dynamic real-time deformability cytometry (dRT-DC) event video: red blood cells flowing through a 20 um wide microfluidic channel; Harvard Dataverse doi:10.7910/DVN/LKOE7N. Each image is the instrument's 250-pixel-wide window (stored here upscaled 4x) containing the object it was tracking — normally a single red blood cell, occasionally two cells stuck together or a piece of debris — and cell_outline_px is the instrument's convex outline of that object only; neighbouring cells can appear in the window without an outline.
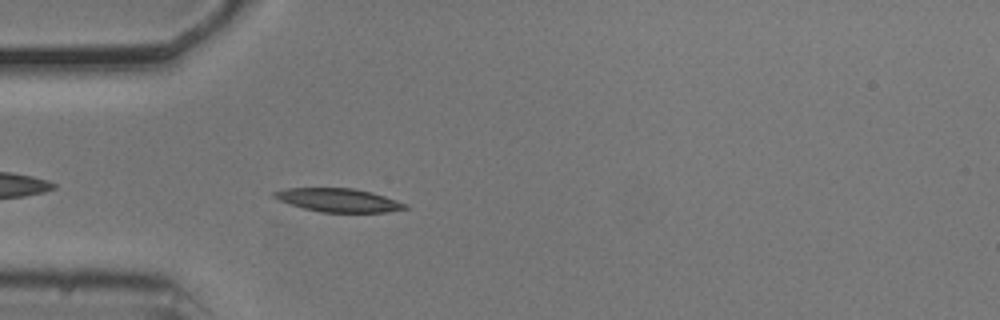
{"species": "common noctule bat (a hibernating species)", "species_latin": "Nyctalus noctula", "temperature_condition": "cold", "stored_images_in_passage": 43, "camera_frame_rate_fps": 3000, "um_per_image_px": 0.085, "animal": {"sex": "male", "body_mass_g": 20.5, "forearm_length_mm": 52.5}, "frame": {"image": 1, "passage_image": 4, "time_ms": 1.0, "image_size_px": [1000, 320], "cell_outline_px": [[408, 208], [388, 212], [320, 212], [304, 208], [280, 200], [272, 196], [272, 192], [288, 188], [352, 188], [372, 192], [408, 204]], "centroid_in_image_um": [28.8, 17.01], "position_along_channel_um": 56.2, "area_um2": 17.74}}
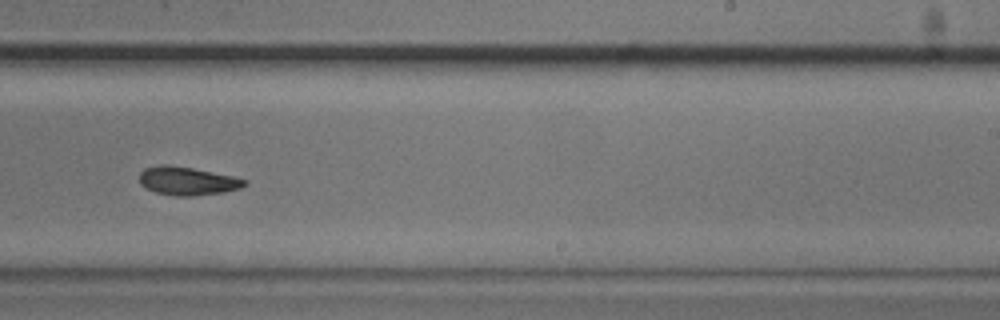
{"frame": {"image": 2, "passage_image": 22, "time_ms": 7.0, "image_size_px": [1000, 320], "cell_outline_px": [[248, 184], [240, 188], [224, 192], [192, 196], [176, 196], [156, 192], [140, 184], [140, 172], [144, 168], [160, 164], [164, 164], [192, 168], [232, 176], [248, 180]], "centroid_in_image_um": [15.94, 15.38], "position_along_channel_um": 273.1, "area_um2": 17.28}}
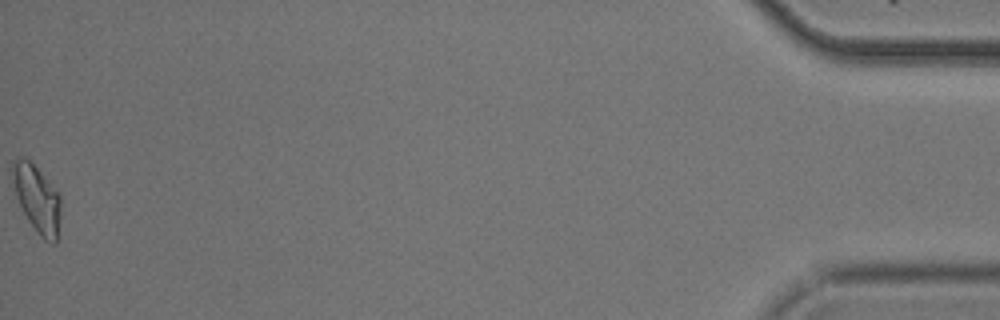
{"frame": {"image": 3, "passage_image": 43, "time_ms": 14.0, "image_size_px": [1000, 320], "cell_outline_px": [[60, 216], [56, 244], [52, 244], [44, 240], [40, 236], [28, 220], [16, 196], [12, 172], [12, 160], [16, 156], [24, 156], [60, 192]], "centroid_in_image_um": [3.16, 16.89], "position_along_channel_um": 432.0, "area_um2": 18.84}, "authors_computed_cell_mechanics": {"area_um2": 17.4556, "velocity_mm_per_s": 3.6933, "shape_relaxation_time_tau1_ms": 4.8043, "shape_relaxation_time_tau2_ms": 6.038, "deformation_change_tau1": 0.1392, "deformation_change_tau2": 0.1151}}